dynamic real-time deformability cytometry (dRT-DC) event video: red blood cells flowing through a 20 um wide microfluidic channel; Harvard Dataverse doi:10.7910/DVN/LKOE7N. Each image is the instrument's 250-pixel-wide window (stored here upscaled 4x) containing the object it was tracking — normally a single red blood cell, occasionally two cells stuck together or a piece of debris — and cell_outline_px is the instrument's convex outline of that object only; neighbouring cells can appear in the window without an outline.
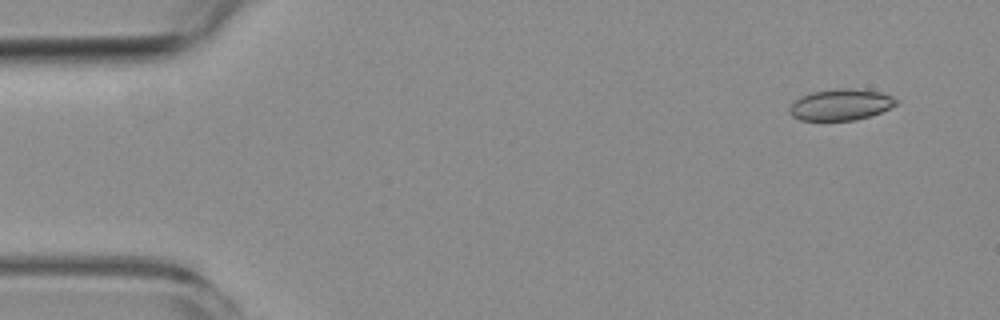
{"species": "common noctule bat (a hibernating species)", "species_latin": "Nyctalus noctula", "temperature_condition": "room temperature", "stored_images_in_passage": 5, "camera_frame_rate_fps": 3000, "um_per_image_px": 0.085, "animal": {"sex": "female", "body_mass_g": 19.3, "forearm_length_mm": 54.1}, "frame": {"image": 1, "passage_image": 5, "time_ms": 4.667, "image_size_px": [1000, 320], "cell_outline_px": [[900, 100], [896, 104], [880, 112], [868, 116], [852, 120], [800, 120], [792, 116], [788, 112], [788, 108], [800, 96], [812, 92], [844, 88], [852, 88], [880, 92], [892, 96]], "centroid_in_image_um": [71.44, 8.89], "position_along_channel_um": 13.6, "area_um2": 19.25}}